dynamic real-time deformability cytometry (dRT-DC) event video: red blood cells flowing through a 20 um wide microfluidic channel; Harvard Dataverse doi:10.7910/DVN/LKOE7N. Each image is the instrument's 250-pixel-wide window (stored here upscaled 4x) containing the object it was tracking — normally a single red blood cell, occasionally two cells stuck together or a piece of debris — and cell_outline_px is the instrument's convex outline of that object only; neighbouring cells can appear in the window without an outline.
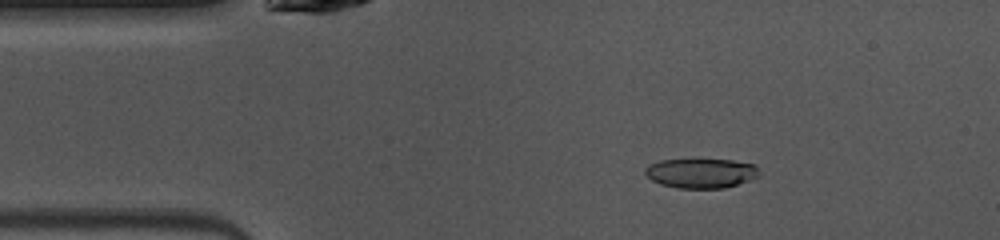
{"species": "common noctule bat (a hibernating species)", "species_latin": "Nyctalus noctula", "temperature_condition": "warm", "stored_images_in_passage": 47, "camera_frame_rate_fps": 3000, "um_per_image_px": 0.085, "animal": {"sex": "female", "body_mass_g": 10.0, "forearm_length_mm": 53.1}, "frame": {"image": 1, "passage_image": 7, "time_ms": 2.0, "image_size_px": [1000, 240], "cell_outline_px": [[760, 176], [724, 188], [676, 188], [660, 184], [652, 180], [644, 172], [644, 168], [648, 164], [660, 160], [732, 160], [756, 164]], "centroid_in_image_um": [59.57, 14.72], "position_along_channel_um": 25.4, "area_um2": 19.65}}
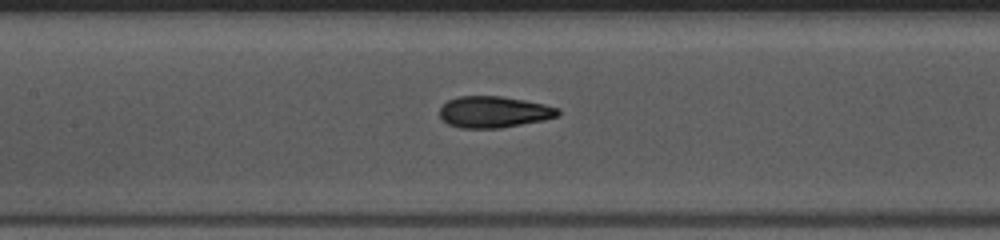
{"frame": {"image": 2, "passage_image": 20, "time_ms": 6.333, "image_size_px": [1000, 240], "cell_outline_px": [[560, 116], [544, 120], [500, 128], [460, 128], [448, 124], [440, 116], [440, 108], [448, 100], [460, 96], [500, 96], [524, 100], [544, 104], [560, 108]], "centroid_in_image_um": [42.01, 9.52], "position_along_channel_um": 165.4, "area_um2": 21.68}}
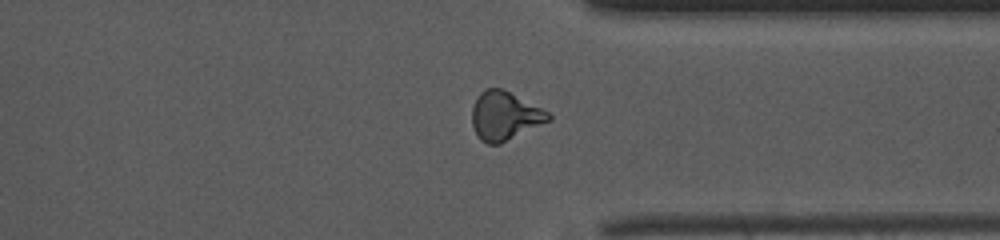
{"frame": {"image": 3, "passage_image": 35, "time_ms": 11.333, "image_size_px": [1000, 240], "cell_outline_px": [[552, 120], [500, 144], [488, 144], [480, 140], [472, 124], [472, 108], [480, 92], [484, 88], [504, 88], [548, 112], [552, 116]], "centroid_in_image_um": [42.91, 9.84], "position_along_channel_um": 368.5, "area_um2": 21.73}, "authors_computed_cell_mechanics": {"area_um2": 21.3282, "velocity_mm_per_s": 4.1186, "shape_relaxation_time_tau1_ms": 4.305, "shape_relaxation_time_tau2_ms": 1.7799, "deformation_change_tau1": 0.1688, "deformation_change_tau2": 0.0596}}